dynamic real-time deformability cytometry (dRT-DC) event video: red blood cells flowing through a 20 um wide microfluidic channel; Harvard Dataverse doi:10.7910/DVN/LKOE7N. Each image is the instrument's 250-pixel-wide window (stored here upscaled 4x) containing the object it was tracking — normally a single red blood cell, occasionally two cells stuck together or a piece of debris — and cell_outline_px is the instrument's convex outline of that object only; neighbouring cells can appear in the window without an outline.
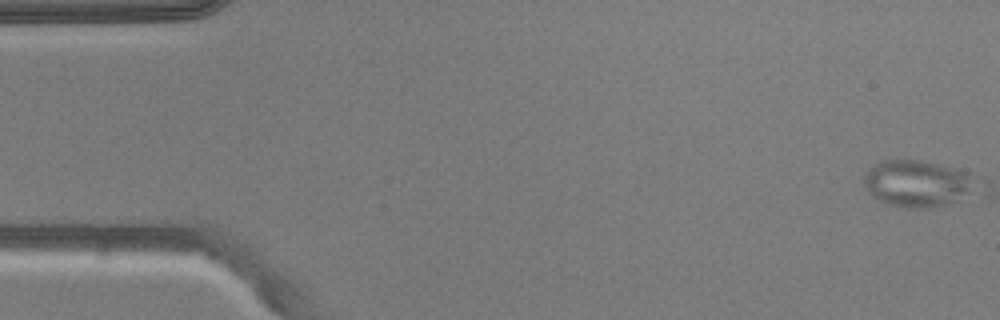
{"species": "common noctule bat (a hibernating species)", "species_latin": "Nyctalus noctula", "temperature_condition": "warm", "stored_images_in_passage": 3, "camera_frame_rate_fps": 3000, "um_per_image_px": 0.085, "animal": {"sex": "male", "body_mass_g": 20.5, "forearm_length_mm": 52.5}, "frame": {"image": 1, "passage_image": 1, "time_ms": 0.0, "image_size_px": [1000, 320], "cell_outline_px": [[968, 188], [948, 204], [928, 208], [908, 208], [888, 204], [872, 196], [868, 192], [864, 184], [864, 176], [868, 168], [880, 160], [920, 160], [936, 164], [964, 172]], "centroid_in_image_um": [77.7, 15.59], "position_along_channel_um": 7.3, "area_um2": 28.73}}